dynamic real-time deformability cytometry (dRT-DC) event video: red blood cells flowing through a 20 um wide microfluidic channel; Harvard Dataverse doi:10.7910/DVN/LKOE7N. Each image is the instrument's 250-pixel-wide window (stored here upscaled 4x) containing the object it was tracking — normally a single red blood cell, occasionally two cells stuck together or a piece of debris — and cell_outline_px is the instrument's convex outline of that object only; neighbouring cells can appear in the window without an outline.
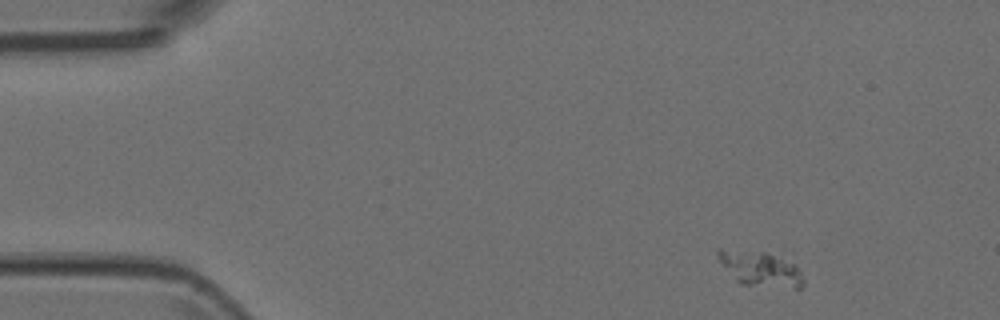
{"species": "Egyptian fruit bat (a non-hibernating species)", "species_latin": "Rousettus aegyptiacus", "temperature_condition": "room temperature", "stored_images_in_passage": 7, "camera_frame_rate_fps": 3000, "um_per_image_px": 0.085, "animal": {"sex": "female"}, "frame": {"image": 1, "passage_image": 1, "time_ms": 0.0, "image_size_px": [1000, 320], "cell_outline_px": [[804, 284], [800, 288], [796, 288], [740, 284], [736, 280], [716, 256], [716, 248], [792, 248], [804, 280]], "centroid_in_image_um": [64.82, 22.65], "position_along_channel_um": 20.2, "area_um2": 20.11}}
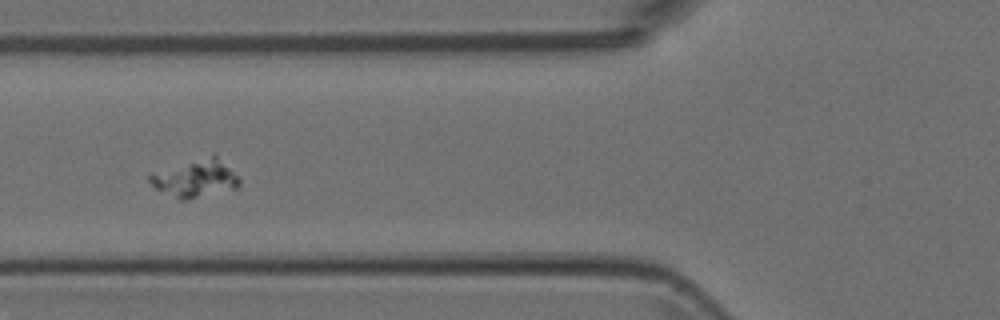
{"frame": {"image": 2, "passage_image": 5, "time_ms": 1.333, "image_size_px": [1000, 320], "cell_outline_px": [[240, 184], [236, 188], [188, 200], [180, 200], [156, 188], [148, 180], [148, 176], [212, 152], [216, 152], [240, 180]], "centroid_in_image_um": [16.68, 15.14], "position_along_channel_um": 109.1, "area_um2": 19.48}}
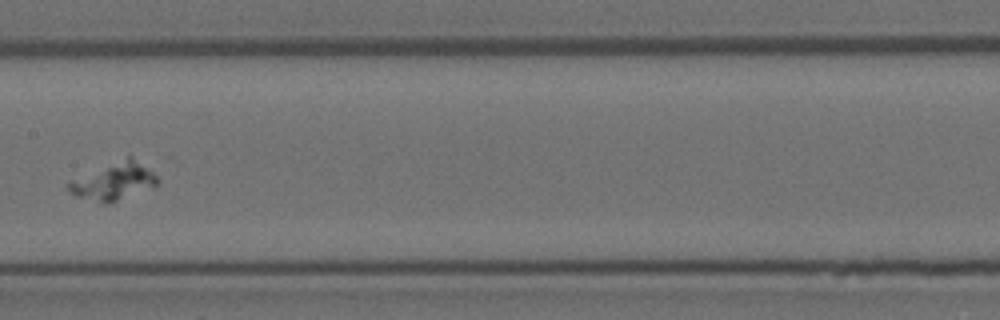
{"frame": {"image": 3, "passage_image": 7, "time_ms": 2.0, "image_size_px": [1000, 320], "cell_outline_px": [[160, 184], [156, 188], [108, 204], [104, 204], [76, 196], [68, 192], [64, 184], [128, 156], [132, 156], [148, 168], [160, 180]], "centroid_in_image_um": [9.74, 15.46], "position_along_channel_um": 197.7, "area_um2": 19.42}}